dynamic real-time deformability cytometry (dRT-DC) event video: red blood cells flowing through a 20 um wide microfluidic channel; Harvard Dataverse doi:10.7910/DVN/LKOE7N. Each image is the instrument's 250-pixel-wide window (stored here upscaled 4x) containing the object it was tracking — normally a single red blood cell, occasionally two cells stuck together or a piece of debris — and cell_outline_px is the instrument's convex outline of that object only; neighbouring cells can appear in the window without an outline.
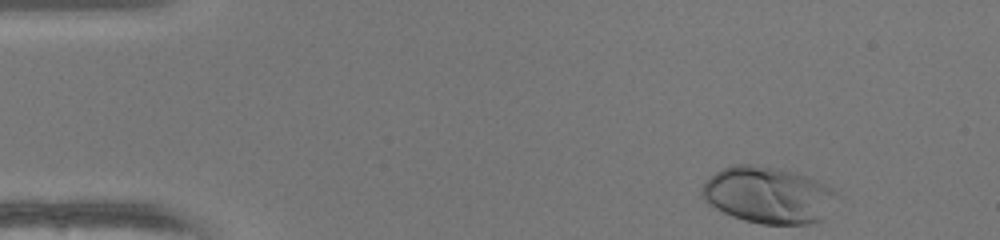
{"species": "human", "species_latin": "Homo sapiens", "temperature_condition": "warm", "stored_images_in_passage": 45, "camera_frame_rate_fps": 3000, "um_per_image_px": 0.085, "donor": {"sex": "female"}, "frame": {"image": 1, "passage_image": 1, "time_ms": 0.0, "image_size_px": [1000, 240], "cell_outline_px": [[836, 192], [824, 220], [808, 224], [760, 224], [744, 220], [732, 216], [708, 204], [700, 196], [700, 188], [708, 176], [732, 164], [752, 164], [780, 168], [796, 172], [808, 176], [832, 188]], "centroid_in_image_um": [65.24, 16.57], "position_along_channel_um": 19.8, "area_um2": 44.68}}
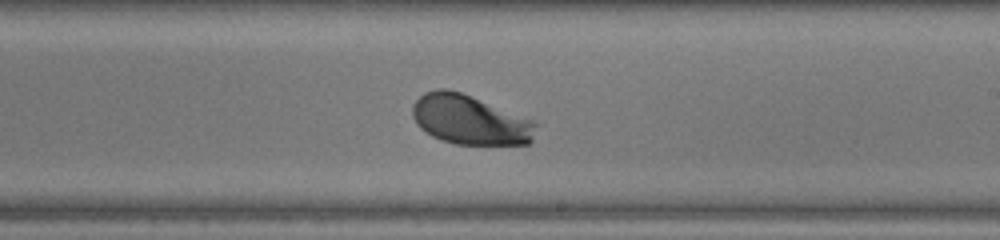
{"frame": {"image": 2, "passage_image": 25, "time_ms": 8.0, "image_size_px": [1000, 240], "cell_outline_px": [[540, 124], [532, 140], [528, 144], [456, 144], [440, 140], [432, 136], [420, 128], [416, 124], [412, 116], [412, 104], [424, 92], [436, 88], [448, 88], [460, 92], [532, 120]], "centroid_in_image_um": [39.92, 10.19], "position_along_channel_um": 249.1, "area_um2": 35.66}}
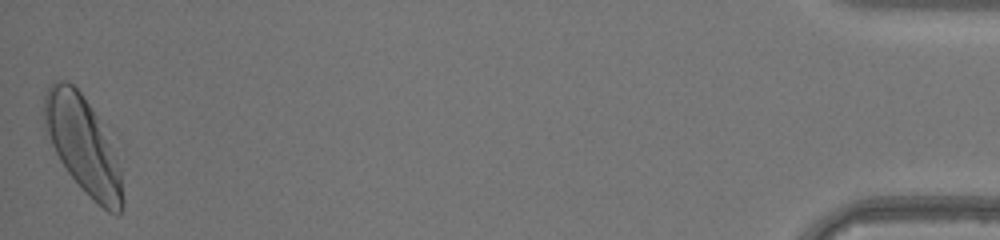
{"frame": {"image": 3, "passage_image": 45, "time_ms": 14.667, "image_size_px": [1000, 240], "cell_outline_px": [[124, 204], [120, 212], [116, 216], [108, 212], [68, 172], [60, 160], [44, 128], [44, 96], [48, 88], [56, 80], [68, 80], [80, 92], [96, 116], [108, 136], [120, 168], [124, 200]], "centroid_in_image_um": [7.06, 12.31], "position_along_channel_um": 428.1, "area_um2": 42.95}, "authors_computed_cell_mechanics": {"area_um2": 36.2984, "velocity_mm_per_s": 4.1426, "shape_relaxation_time_tau1_ms": 1.2502, "shape_relaxation_time_tau2_ms": null, "deformation_change_tau1": 0.1247, "deformation_change_tau2": null}}